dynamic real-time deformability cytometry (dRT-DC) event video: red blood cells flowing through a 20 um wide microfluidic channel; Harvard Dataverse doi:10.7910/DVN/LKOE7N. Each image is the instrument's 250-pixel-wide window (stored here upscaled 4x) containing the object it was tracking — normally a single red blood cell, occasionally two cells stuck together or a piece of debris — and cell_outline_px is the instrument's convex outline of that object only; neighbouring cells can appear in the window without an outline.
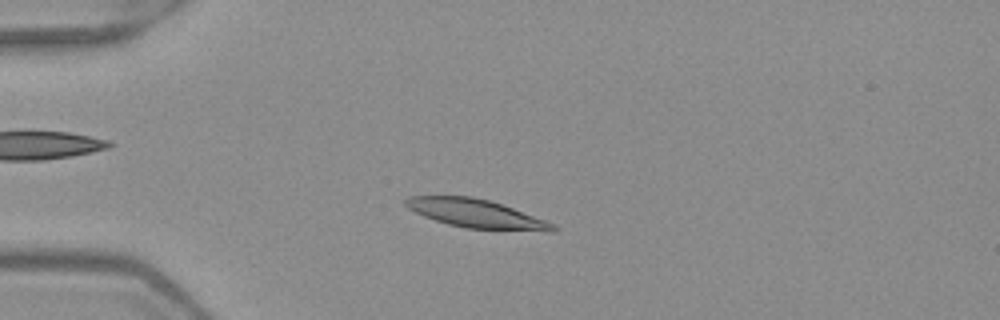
{"species": "Egyptian fruit bat (a non-hibernating species)", "species_latin": "Rousettus aegyptiacus", "temperature_condition": "warm", "stored_images_in_passage": 50, "camera_frame_rate_fps": 3000, "um_per_image_px": 0.085, "frame": {"image": 1, "passage_image": 12, "time_ms": 3.667, "image_size_px": [1000, 320], "cell_outline_px": [[556, 232], [548, 232], [464, 228], [448, 224], [424, 216], [408, 208], [404, 204], [404, 200], [408, 196], [472, 196], [488, 200], [512, 208], [556, 224]], "centroid_in_image_um": [40.5, 18.17], "position_along_channel_um": 44.5, "area_um2": 24.45}}
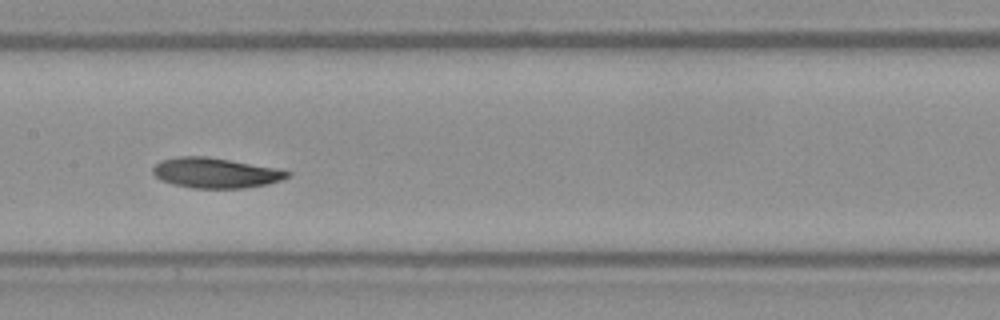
{"frame": {"image": 2, "passage_image": 25, "time_ms": 8.0, "image_size_px": [1000, 320], "cell_outline_px": [[292, 176], [268, 184], [244, 188], [192, 188], [172, 184], [160, 180], [152, 172], [152, 168], [160, 160], [180, 156], [204, 156], [276, 168], [292, 172]], "centroid_in_image_um": [18.31, 14.7], "position_along_channel_um": 189.1, "area_um2": 23.64}}
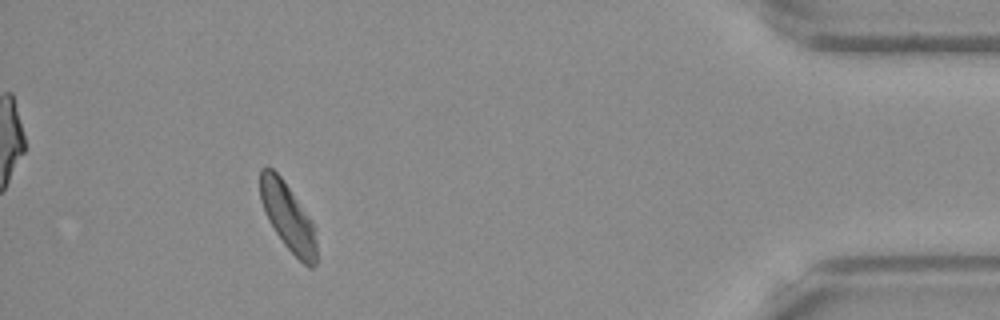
{"frame": {"image": 3, "passage_image": 46, "time_ms": 15.0, "image_size_px": [1000, 320], "cell_outline_px": [[316, 264], [312, 268], [308, 268], [284, 244], [268, 220], [264, 212], [260, 200], [260, 168], [264, 164], [268, 164], [280, 176], [308, 216], [316, 228]], "centroid_in_image_um": [24.45, 18.42], "position_along_channel_um": 410.7, "area_um2": 22.08}, "authors_computed_cell_mechanics": {"area_um2": 23.9003, "velocity_mm_per_s": 3.9383, "shape_relaxation_time_tau1_ms": 2.691, "shape_relaxation_time_tau2_ms": 3.3931, "deformation_change_tau1": 0.1486, "deformation_change_tau2": 0.0895}}